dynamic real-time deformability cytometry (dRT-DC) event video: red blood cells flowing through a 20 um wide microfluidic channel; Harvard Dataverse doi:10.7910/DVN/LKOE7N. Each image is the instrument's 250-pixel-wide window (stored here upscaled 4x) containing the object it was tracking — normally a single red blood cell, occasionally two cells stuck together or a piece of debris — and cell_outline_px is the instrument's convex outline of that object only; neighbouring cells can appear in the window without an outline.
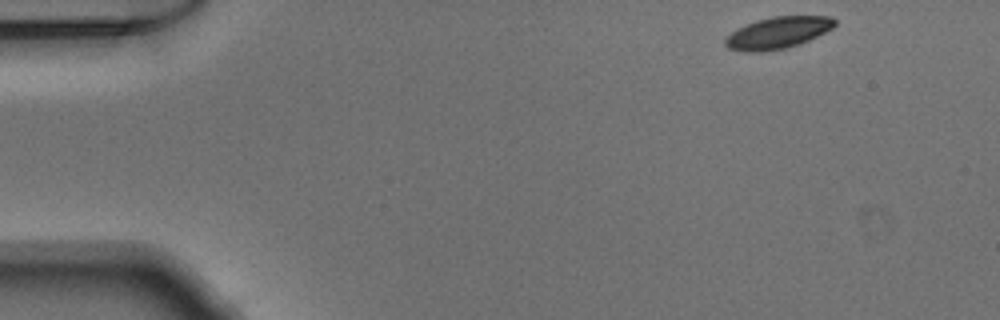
{"species": "Egyptian fruit bat (a non-hibernating species)", "species_latin": "Rousettus aegyptiacus", "temperature_condition": "warm", "stored_images_in_passage": 47, "camera_frame_rate_fps": 3000, "um_per_image_px": 0.085, "animal": {"sex": "male"}, "frame": {"image": 1, "passage_image": 1, "time_ms": 0.0, "image_size_px": [1000, 320], "cell_outline_px": [[836, 24], [832, 28], [808, 40], [784, 48], [760, 52], [744, 52], [728, 48], [724, 44], [724, 40], [736, 28], [756, 20], [772, 16], [832, 16], [836, 20]], "centroid_in_image_um": [66.08, 2.77], "position_along_channel_um": 18.9, "area_um2": 20.11}}
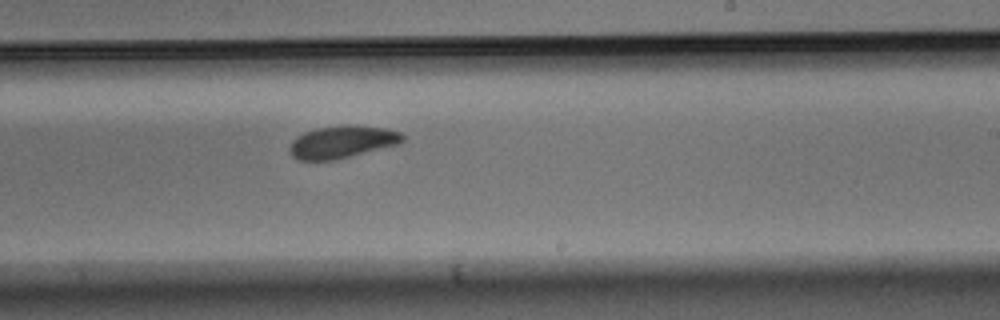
{"frame": {"image": 2, "passage_image": 27, "time_ms": 8.667, "image_size_px": [1000, 320], "cell_outline_px": [[404, 140], [400, 144], [336, 160], [300, 160], [292, 156], [288, 148], [292, 140], [296, 136], [304, 132], [316, 128], [348, 124], [388, 128], [400, 132], [404, 136]], "centroid_in_image_um": [29.09, 12.06], "position_along_channel_um": 259.9, "area_um2": 21.68}}
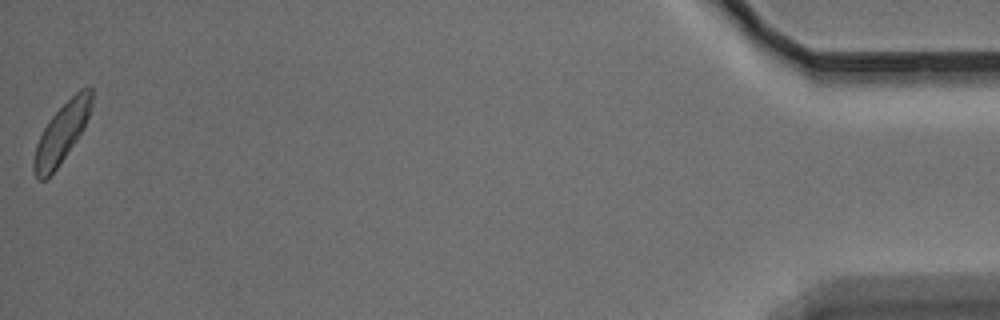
{"frame": {"image": 3, "passage_image": 47, "time_ms": 15.333, "image_size_px": [1000, 320], "cell_outline_px": [[92, 100], [88, 116], [84, 128], [76, 140], [56, 168], [44, 180], [36, 180], [32, 168], [32, 160], [36, 144], [44, 128], [52, 116], [80, 88], [88, 84], [92, 88]], "centroid_in_image_um": [5.22, 11.31], "position_along_channel_um": 430.0, "area_um2": 19.77}}